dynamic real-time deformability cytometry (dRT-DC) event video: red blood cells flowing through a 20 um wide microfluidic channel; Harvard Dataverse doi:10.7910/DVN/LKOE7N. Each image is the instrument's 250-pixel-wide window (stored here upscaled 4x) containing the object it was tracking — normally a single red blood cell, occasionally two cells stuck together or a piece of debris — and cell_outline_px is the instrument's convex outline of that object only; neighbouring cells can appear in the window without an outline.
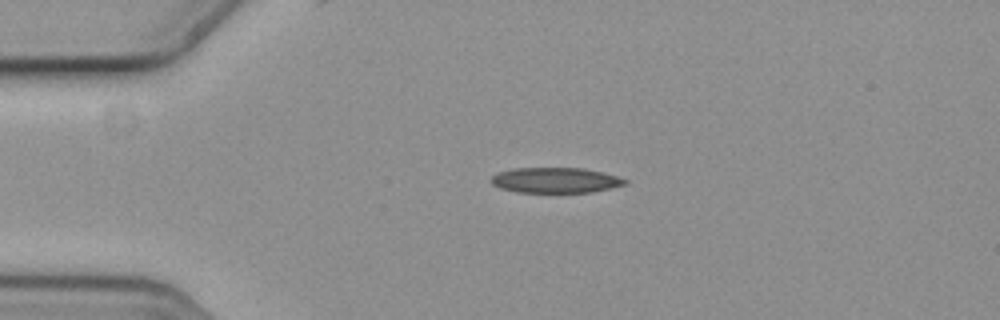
{"species": "common noctule bat (a hibernating species)", "species_latin": "Nyctalus noctula", "temperature_condition": "cold", "stored_images_in_passage": 4, "camera_frame_rate_fps": 3000, "um_per_image_px": 0.085, "animal": {"sex": "female", "body_mass_g": 19.3, "forearm_length_mm": 54.1}, "frame": {"image": 1, "passage_image": 2, "time_ms": 0.333, "image_size_px": [1000, 320], "cell_outline_px": [[628, 184], [592, 192], [516, 192], [500, 188], [492, 184], [488, 180], [496, 172], [512, 168], [584, 168], [616, 176], [628, 180]], "centroid_in_image_um": [47.16, 15.31], "position_along_channel_um": 37.8, "area_um2": 19.88}}
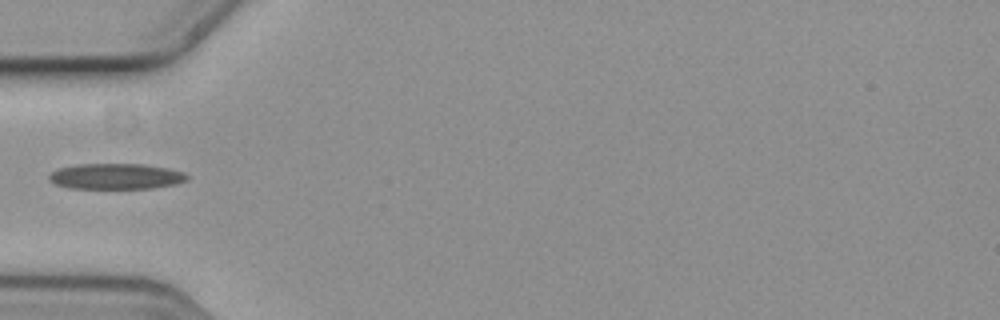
{"frame": {"image": 2, "passage_image": 4, "time_ms": 1.0, "image_size_px": [1000, 320], "cell_outline_px": [[188, 180], [176, 184], [152, 188], [68, 188], [52, 184], [48, 180], [48, 176], [56, 168], [76, 164], [144, 164], [168, 168], [184, 172], [188, 176]], "centroid_in_image_um": [9.81, 14.99], "position_along_channel_um": 75.2, "area_um2": 20.92}}